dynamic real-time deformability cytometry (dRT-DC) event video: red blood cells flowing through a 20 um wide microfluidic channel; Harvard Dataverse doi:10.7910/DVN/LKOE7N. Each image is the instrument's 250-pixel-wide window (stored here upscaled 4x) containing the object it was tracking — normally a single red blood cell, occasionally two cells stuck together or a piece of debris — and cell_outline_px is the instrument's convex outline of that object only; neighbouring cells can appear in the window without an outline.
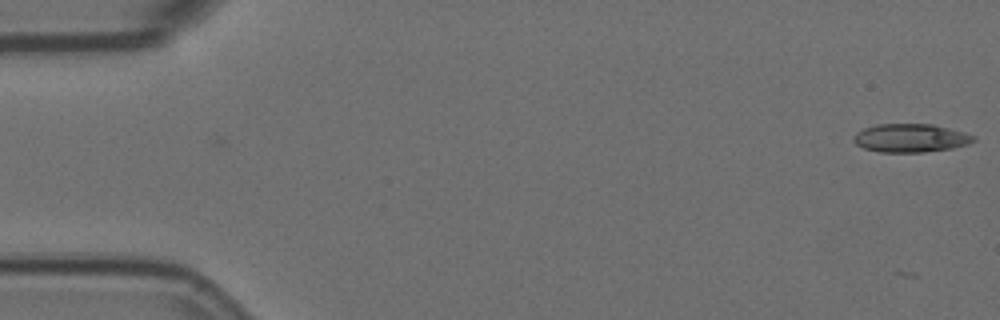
{"species": "Egyptian fruit bat (a non-hibernating species)", "species_latin": "Rousettus aegyptiacus", "temperature_condition": "room temperature", "stored_images_in_passage": 18, "camera_frame_rate_fps": 3000, "um_per_image_px": 0.085, "animal": {"sex": "female"}, "frame": {"image": 1, "passage_image": 1, "time_ms": 0.0, "image_size_px": [1000, 320], "cell_outline_px": [[976, 140], [968, 144], [952, 148], [924, 152], [880, 152], [864, 148], [856, 144], [852, 140], [852, 136], [856, 132], [864, 128], [876, 124], [932, 124], [964, 132], [976, 136]], "centroid_in_image_um": [77.38, 11.73], "position_along_channel_um": 7.6, "area_um2": 19.94}}